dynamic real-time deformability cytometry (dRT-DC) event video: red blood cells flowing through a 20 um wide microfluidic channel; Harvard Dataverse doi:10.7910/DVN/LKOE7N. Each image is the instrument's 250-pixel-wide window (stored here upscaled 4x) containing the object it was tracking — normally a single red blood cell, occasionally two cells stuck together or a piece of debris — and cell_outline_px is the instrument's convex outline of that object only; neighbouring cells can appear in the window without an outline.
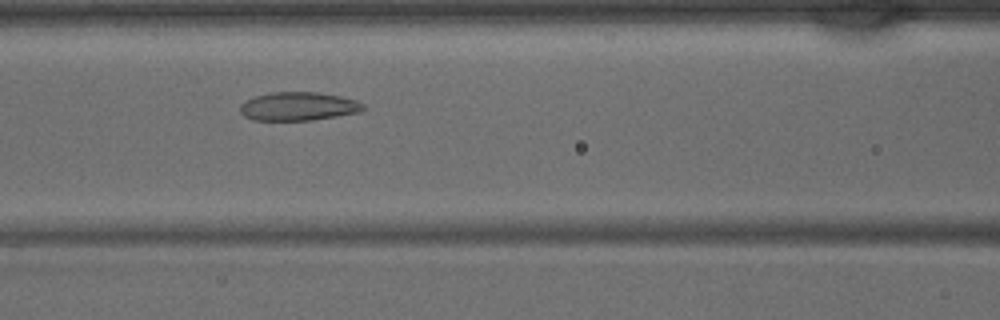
{"species": "common noctule bat (a hibernating species)", "species_latin": "Nyctalus noctula", "temperature_condition": "warm", "stored_images_in_passage": 38, "camera_frame_rate_fps": 3000, "um_per_image_px": 0.085, "animal": {"sex": "male", "body_mass_g": 15.6}, "frame": {"image": 1, "passage_image": 14, "time_ms": 4.333, "image_size_px": [1000, 320], "cell_outline_px": [[364, 108], [360, 112], [312, 120], [252, 120], [244, 116], [240, 112], [240, 104], [244, 100], [256, 96], [272, 92], [316, 92], [340, 96], [356, 100], [364, 104]], "centroid_in_image_um": [25.33, 9.04], "position_along_channel_um": 141.3, "area_um2": 20.46}}
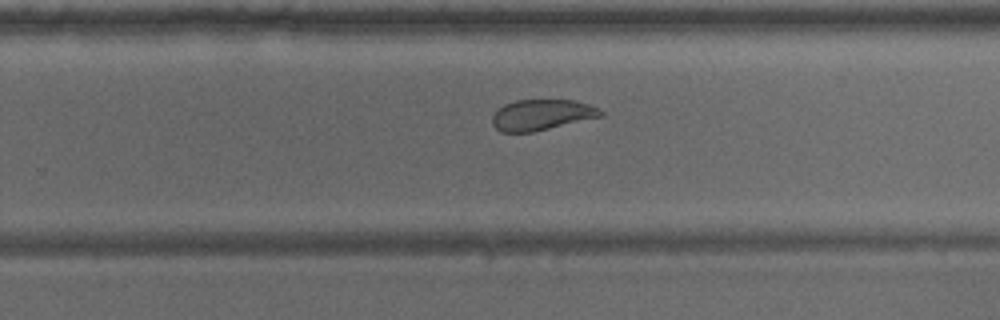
{"frame": {"image": 2, "passage_image": 23, "time_ms": 7.333, "image_size_px": [1000, 320], "cell_outline_px": [[604, 116], [532, 132], [500, 132], [492, 124], [492, 116], [504, 104], [516, 100], [576, 100], [600, 108], [604, 112]], "centroid_in_image_um": [46.08, 9.76], "position_along_channel_um": 283.7, "area_um2": 19.48}}
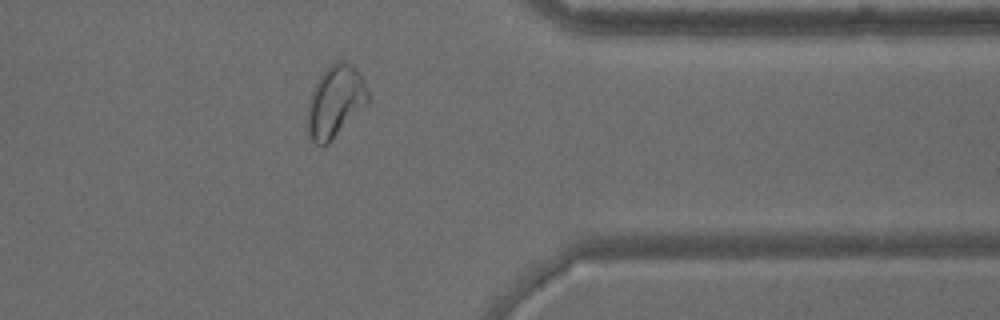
{"frame": {"image": 3, "passage_image": 30, "time_ms": 9.667, "image_size_px": [1000, 320], "cell_outline_px": [[368, 104], [324, 148], [320, 148], [312, 140], [308, 132], [308, 100], [312, 88], [316, 80], [324, 68], [336, 60], [340, 60], [348, 64], [360, 72], [364, 80], [368, 92]], "centroid_in_image_um": [28.48, 8.63], "position_along_channel_um": 382.9, "area_um2": 25.72}}